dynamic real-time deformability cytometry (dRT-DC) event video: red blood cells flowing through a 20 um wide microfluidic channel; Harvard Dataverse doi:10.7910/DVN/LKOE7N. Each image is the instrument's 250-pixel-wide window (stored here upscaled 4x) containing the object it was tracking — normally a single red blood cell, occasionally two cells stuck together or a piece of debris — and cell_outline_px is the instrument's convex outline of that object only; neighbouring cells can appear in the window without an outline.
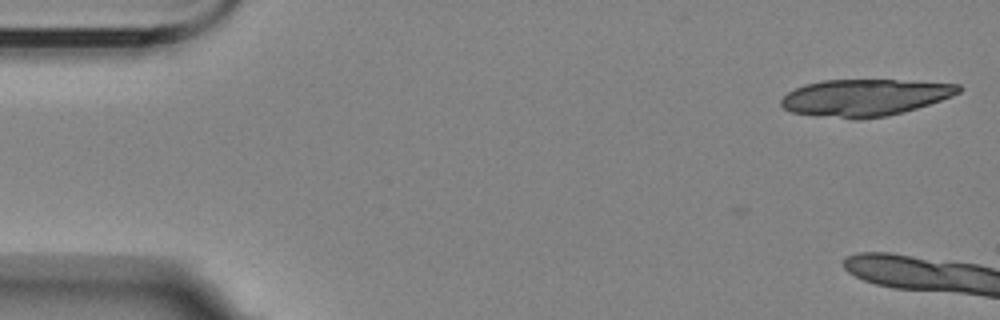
{"species": "Egyptian fruit bat (a non-hibernating species)", "species_latin": "Rousettus aegyptiacus", "temperature_condition": "room temperature", "stored_images_in_passage": 7, "camera_frame_rate_fps": 3000, "um_per_image_px": 0.085, "animal": {"sex": "female"}, "frame": {"image": 1, "passage_image": 1, "time_ms": 0.0, "image_size_px": [1000, 320], "cell_outline_px": [[964, 88], [960, 92], [952, 96], [916, 108], [884, 116], [860, 120], [852, 120], [792, 112], [784, 108], [780, 104], [780, 100], [788, 92], [804, 84], [820, 80], [896, 80], [960, 84]], "centroid_in_image_um": [73.49, 8.29], "position_along_channel_um": 11.5, "area_um2": 38.03}}